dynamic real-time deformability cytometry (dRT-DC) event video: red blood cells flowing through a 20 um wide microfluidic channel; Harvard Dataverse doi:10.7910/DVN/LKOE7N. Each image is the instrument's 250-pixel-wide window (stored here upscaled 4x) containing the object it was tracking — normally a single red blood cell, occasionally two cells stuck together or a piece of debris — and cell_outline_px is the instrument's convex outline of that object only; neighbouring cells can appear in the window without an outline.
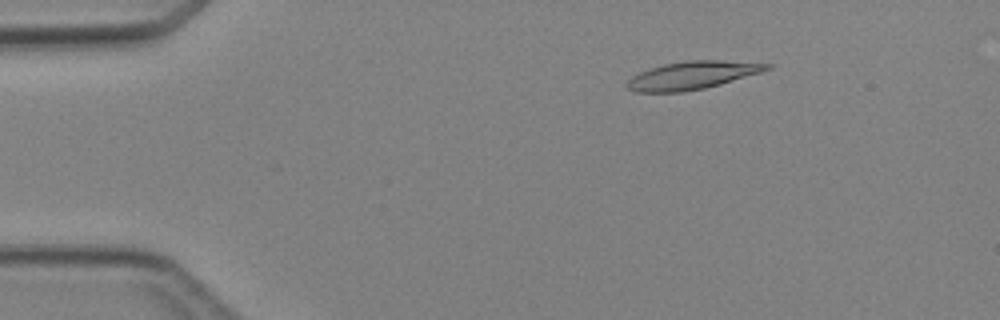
{"species": "Egyptian fruit bat (a non-hibernating species)", "species_latin": "Rousettus aegyptiacus", "temperature_condition": "cold", "stored_images_in_passage": 6, "camera_frame_rate_fps": 3000, "um_per_image_px": 0.085, "animal": {"sex": "female"}, "frame": {"image": 1, "passage_image": 2, "time_ms": 2.0, "image_size_px": [1000, 320], "cell_outline_px": [[776, 64], [772, 68], [760, 72], [720, 84], [704, 88], [684, 92], [636, 92], [628, 88], [624, 84], [632, 76], [648, 68], [664, 64], [684, 60], [720, 60]], "centroid_in_image_um": [58.82, 6.39], "position_along_channel_um": 26.2, "area_um2": 22.83}}
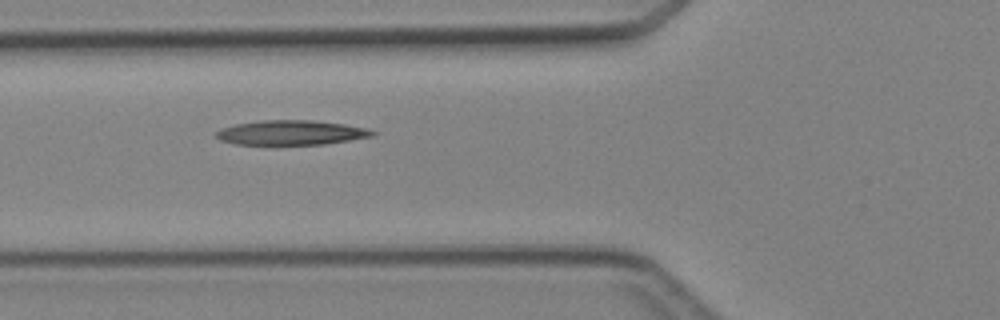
{"frame": {"image": 2, "passage_image": 5, "time_ms": 5.333, "image_size_px": [1000, 320], "cell_outline_px": [[376, 132], [372, 136], [324, 144], [236, 144], [220, 140], [216, 136], [216, 132], [220, 128], [236, 124], [264, 120], [312, 120], [344, 124], [368, 128]], "centroid_in_image_um": [24.74, 11.26], "position_along_channel_um": 101.1, "area_um2": 22.2}}
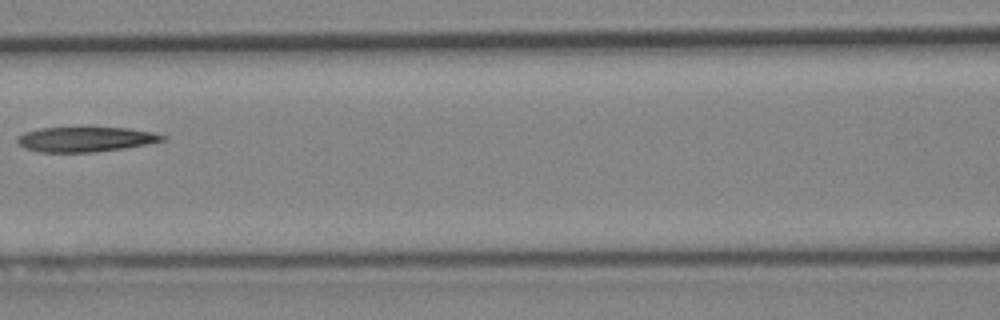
{"frame": {"image": 3, "passage_image": 6, "time_ms": 6.667, "image_size_px": [1000, 320], "cell_outline_px": [[168, 140], [148, 144], [124, 148], [92, 152], [40, 152], [24, 148], [16, 140], [16, 136], [24, 132], [40, 128], [128, 128], [152, 132], [168, 136]], "centroid_in_image_um": [7.29, 11.84], "position_along_channel_um": 159.3, "area_um2": 21.1}}